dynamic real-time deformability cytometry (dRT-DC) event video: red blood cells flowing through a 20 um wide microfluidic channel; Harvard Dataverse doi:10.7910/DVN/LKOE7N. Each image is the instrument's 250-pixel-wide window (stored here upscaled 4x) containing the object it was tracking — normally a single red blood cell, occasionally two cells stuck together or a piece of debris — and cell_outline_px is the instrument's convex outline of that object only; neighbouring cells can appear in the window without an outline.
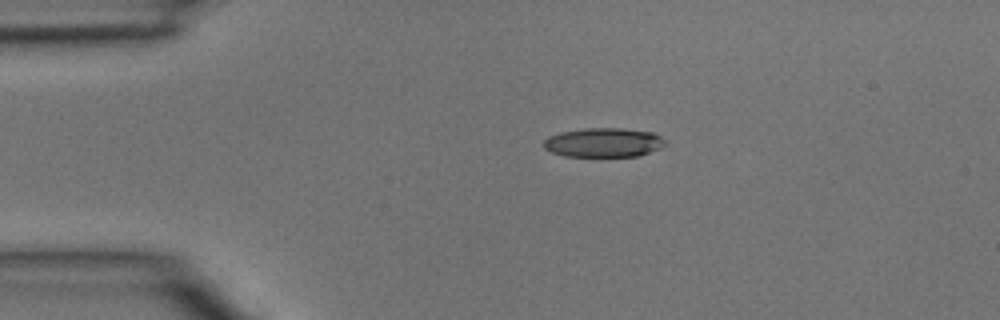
{"species": "common noctule bat (a hibernating species)", "species_latin": "Nyctalus noctula", "temperature_condition": "room temperature", "stored_images_in_passage": 37, "camera_frame_rate_fps": 3000, "um_per_image_px": 0.085, "animal": {"sex": "male", "body_mass_g": 15.6}, "frame": {"image": 1, "passage_image": 1, "time_ms": 0.0, "image_size_px": [1000, 320], "cell_outline_px": [[668, 144], [660, 148], [640, 156], [564, 156], [552, 152], [544, 148], [544, 140], [548, 136], [560, 132], [584, 128], [624, 128], [652, 132], [660, 136]], "centroid_in_image_um": [51.32, 12.11], "position_along_channel_um": 33.7, "area_um2": 20.81}}
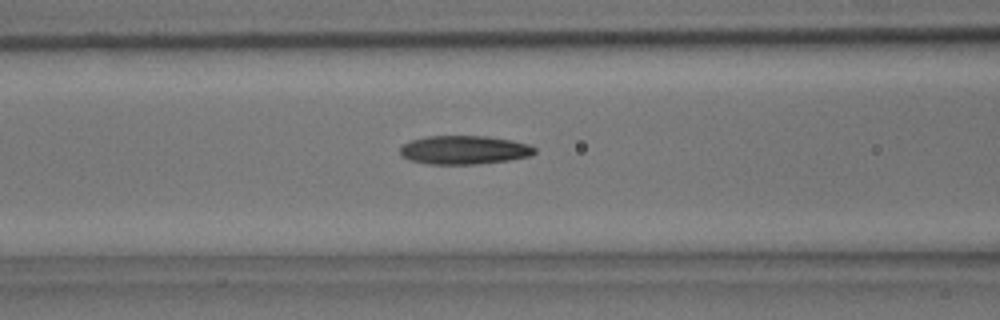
{"frame": {"image": 2, "passage_image": 10, "time_ms": 3.0, "image_size_px": [1000, 320], "cell_outline_px": [[536, 152], [532, 156], [508, 160], [476, 164], [428, 164], [408, 160], [400, 156], [400, 148], [404, 144], [412, 140], [424, 136], [488, 136], [512, 140], [528, 144], [536, 148]], "centroid_in_image_um": [39.45, 12.74], "position_along_channel_um": 127.1, "area_um2": 22.66}}
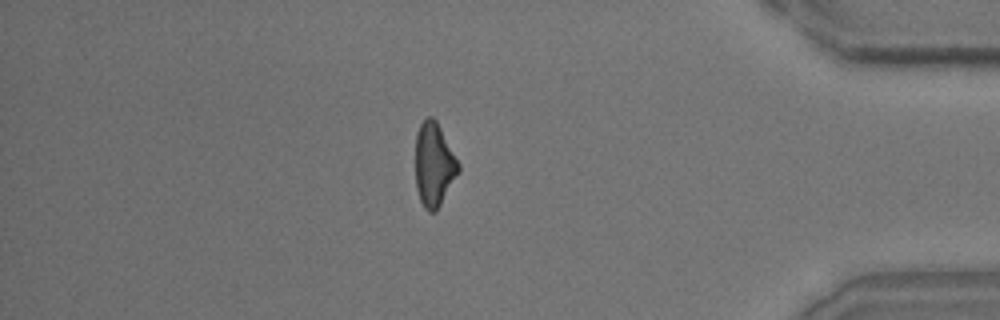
{"frame": {"image": 3, "passage_image": 31, "time_ms": 10.0, "image_size_px": [1000, 320], "cell_outline_px": [[460, 172], [436, 212], [428, 212], [424, 208], [420, 200], [416, 188], [416, 132], [420, 124], [428, 116], [432, 116], [436, 120], [460, 164]], "centroid_in_image_um": [36.9, 14.01], "position_along_channel_um": 398.3, "area_um2": 21.1}}